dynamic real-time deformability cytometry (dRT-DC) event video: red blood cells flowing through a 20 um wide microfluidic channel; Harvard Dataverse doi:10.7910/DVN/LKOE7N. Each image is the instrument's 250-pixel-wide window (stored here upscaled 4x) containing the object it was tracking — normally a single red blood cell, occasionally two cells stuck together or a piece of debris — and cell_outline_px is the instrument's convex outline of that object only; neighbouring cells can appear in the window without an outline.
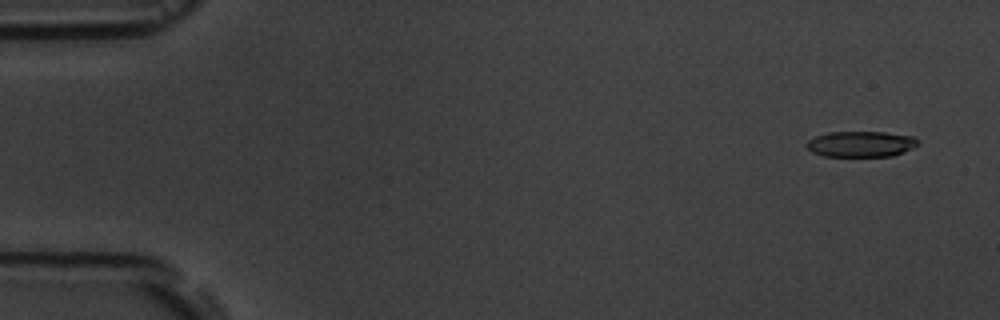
{"species": "common noctule bat (a hibernating species)", "species_latin": "Nyctalus noctula", "temperature_condition": "room temperature", "stored_images_in_passage": 4, "camera_frame_rate_fps": 3000, "um_per_image_px": 0.085, "animal": {"sex": "male", "body_mass_g": 19.5, "forearm_length_mm": 54.6}, "frame": {"image": 1, "passage_image": 1, "time_ms": 0.0, "image_size_px": [1000, 320], "cell_outline_px": [[920, 144], [904, 152], [892, 156], [824, 156], [812, 152], [804, 144], [808, 140], [816, 136], [828, 132], [884, 132], [912, 136]], "centroid_in_image_um": [73.16, 12.24], "position_along_channel_um": 11.8, "area_um2": 16.7}}